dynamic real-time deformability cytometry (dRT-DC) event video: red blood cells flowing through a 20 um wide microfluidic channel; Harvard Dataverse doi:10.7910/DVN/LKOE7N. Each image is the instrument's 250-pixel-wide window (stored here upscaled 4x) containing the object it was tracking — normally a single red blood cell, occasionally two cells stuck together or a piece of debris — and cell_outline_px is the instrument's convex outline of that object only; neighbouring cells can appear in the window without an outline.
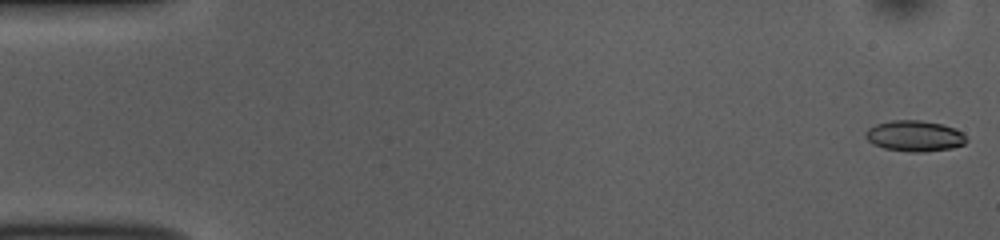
{"species": "common noctule bat (a hibernating species)", "species_latin": "Nyctalus noctula", "temperature_condition": "room temperature", "stored_images_in_passage": 54, "camera_frame_rate_fps": 3000, "um_per_image_px": 0.085, "animal": {"sex": "female", "body_mass_g": 10.0, "forearm_length_mm": 53.1}, "frame": {"image": 1, "passage_image": 1, "time_ms": 0.0, "image_size_px": [1000, 240], "cell_outline_px": [[968, 140], [964, 144], [952, 148], [924, 152], [912, 152], [884, 148], [872, 144], [864, 136], [864, 132], [868, 128], [876, 124], [892, 120], [920, 120], [940, 124], [956, 128], [964, 132]], "centroid_in_image_um": [77.75, 11.55], "position_along_channel_um": 7.2, "area_um2": 18.32}}
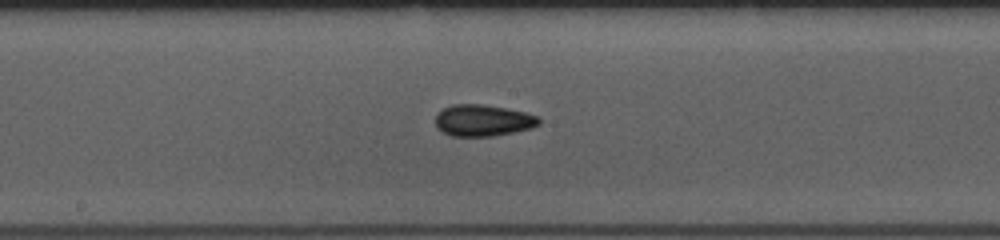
{"frame": {"image": 2, "passage_image": 28, "time_ms": 9.0, "image_size_px": [1000, 240], "cell_outline_px": [[540, 124], [532, 128], [492, 136], [452, 136], [436, 128], [436, 116], [444, 108], [452, 104], [480, 104], [504, 108], [524, 112], [540, 116]], "centroid_in_image_um": [41.07, 10.24], "position_along_channel_um": 207.1, "area_um2": 18.9}}
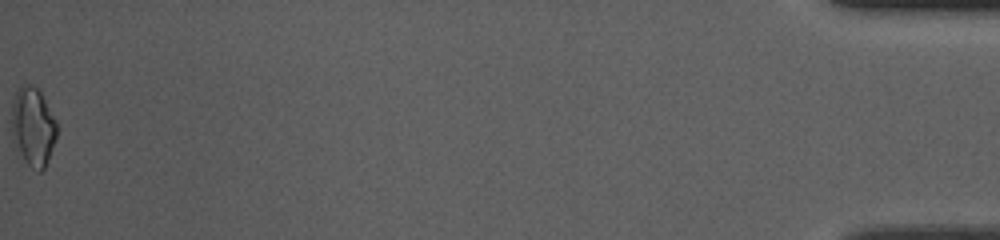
{"frame": {"image": 3, "passage_image": 54, "time_ms": 17.667, "image_size_px": [1000, 240], "cell_outline_px": [[56, 136], [48, 160], [44, 168], [40, 172], [36, 172], [24, 160], [12, 140], [12, 100], [16, 92], [24, 84], [28, 84], [36, 88], [40, 92], [56, 120]], "centroid_in_image_um": [2.79, 10.79], "position_along_channel_um": 432.4, "area_um2": 20.46}, "authors_computed_cell_mechanics": {"area_um2": 18.3226, "velocity_mm_per_s": 3.7382, "shape_relaxation_time_tau1_ms": 6.7903, "shape_relaxation_time_tau2_ms": 2.2602, "deformation_change_tau1": 0.1244, "deformation_change_tau2": 0.0691}}